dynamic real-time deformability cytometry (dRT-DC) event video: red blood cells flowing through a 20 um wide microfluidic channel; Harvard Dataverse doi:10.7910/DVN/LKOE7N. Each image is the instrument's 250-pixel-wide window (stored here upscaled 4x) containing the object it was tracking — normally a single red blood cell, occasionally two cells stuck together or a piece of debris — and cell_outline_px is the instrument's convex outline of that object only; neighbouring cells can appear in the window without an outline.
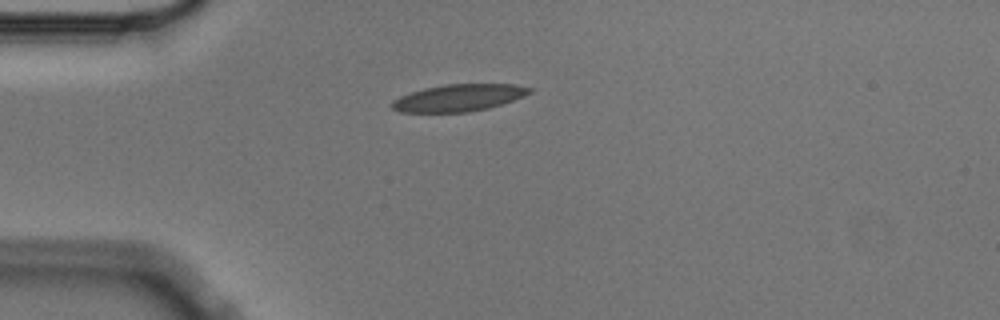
{"species": "Egyptian fruit bat (a non-hibernating species)", "species_latin": "Rousettus aegyptiacus", "temperature_condition": "cold", "stored_images_in_passage": 2, "camera_frame_rate_fps": 3000, "um_per_image_px": 0.085, "animal": {"sex": "male"}, "frame": {"image": 1, "passage_image": 1, "time_ms": 0.0, "image_size_px": [1000, 320], "cell_outline_px": [[532, 92], [524, 96], [488, 108], [468, 112], [400, 112], [392, 108], [392, 100], [400, 96], [424, 88], [444, 84], [516, 84], [532, 88]], "centroid_in_image_um": [38.99, 8.3], "position_along_channel_um": 46.0, "area_um2": 21.56}}
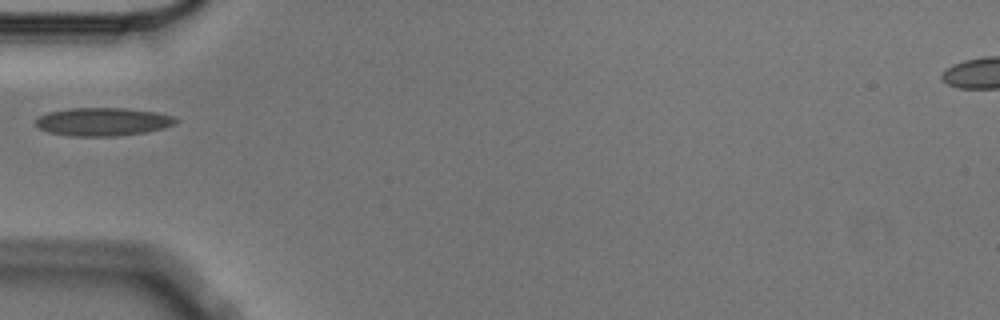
{"frame": {"image": 2, "passage_image": 2, "time_ms": 0.333, "image_size_px": [1000, 320], "cell_outline_px": [[180, 120], [176, 124], [164, 128], [148, 132], [120, 136], [72, 136], [48, 132], [40, 128], [36, 124], [36, 120], [40, 116], [48, 112], [68, 108], [124, 108], [156, 112], [172, 116]], "centroid_in_image_um": [8.79, 10.35], "position_along_channel_um": 76.2, "area_um2": 23.12}}